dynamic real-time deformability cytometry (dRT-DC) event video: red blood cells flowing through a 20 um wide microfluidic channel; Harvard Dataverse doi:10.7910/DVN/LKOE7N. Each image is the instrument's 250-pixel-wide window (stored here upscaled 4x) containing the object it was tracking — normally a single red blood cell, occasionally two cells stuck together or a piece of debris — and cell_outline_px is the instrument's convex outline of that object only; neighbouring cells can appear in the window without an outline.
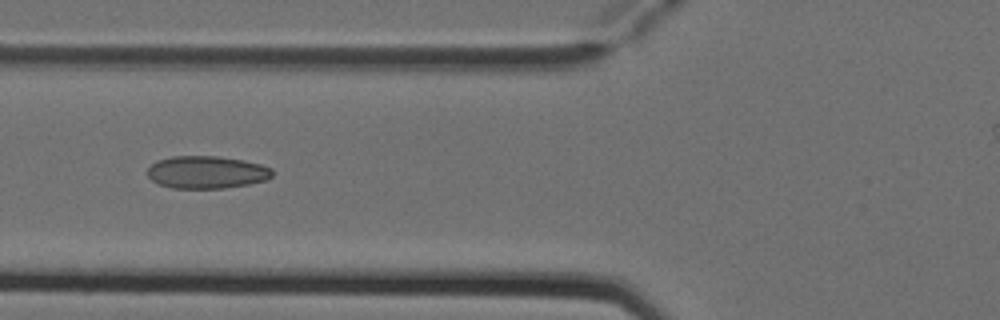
{"species": "Egyptian fruit bat (a non-hibernating species)", "species_latin": "Rousettus aegyptiacus", "temperature_condition": "cold", "stored_images_in_passage": 6, "camera_frame_rate_fps": 3000, "um_per_image_px": 0.085, "animal": {"sex": "female"}, "frame": {"image": 1, "passage_image": 5, "time_ms": 1.333, "image_size_px": [1000, 320], "cell_outline_px": [[272, 176], [268, 180], [248, 184], [224, 188], [172, 188], [160, 184], [152, 180], [148, 176], [148, 168], [156, 160], [172, 156], [216, 156], [244, 160], [260, 164], [272, 168]], "centroid_in_image_um": [17.58, 14.63], "position_along_channel_um": 108.2, "area_um2": 23.7}}